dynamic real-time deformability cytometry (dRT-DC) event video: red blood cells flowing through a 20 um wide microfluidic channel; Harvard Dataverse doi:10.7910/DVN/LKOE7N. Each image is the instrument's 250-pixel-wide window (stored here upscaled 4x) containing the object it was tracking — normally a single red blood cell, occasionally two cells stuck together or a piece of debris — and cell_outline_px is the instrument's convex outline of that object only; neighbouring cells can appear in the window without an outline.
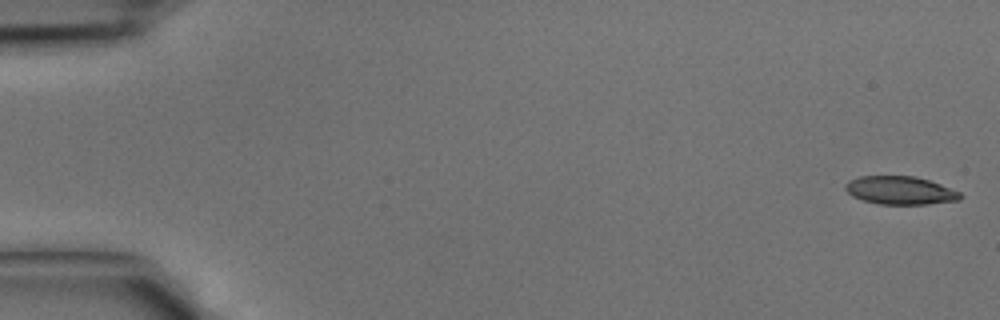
{"species": "common noctule bat (a hibernating species)", "species_latin": "Nyctalus noctula", "temperature_condition": "cold", "stored_images_in_passage": 42, "camera_frame_rate_fps": 3000, "um_per_image_px": 0.085, "animal": {"sex": "male", "body_mass_g": 15.6}, "frame": {"image": 1, "passage_image": 1, "time_ms": 0.0, "image_size_px": [1000, 320], "cell_outline_px": [[964, 196], [960, 200], [928, 204], [880, 204], [864, 200], [852, 196], [844, 188], [844, 184], [848, 180], [860, 176], [916, 176], [940, 184], [960, 192]], "centroid_in_image_um": [76.52, 16.18], "position_along_channel_um": 8.5, "area_um2": 18.9}}
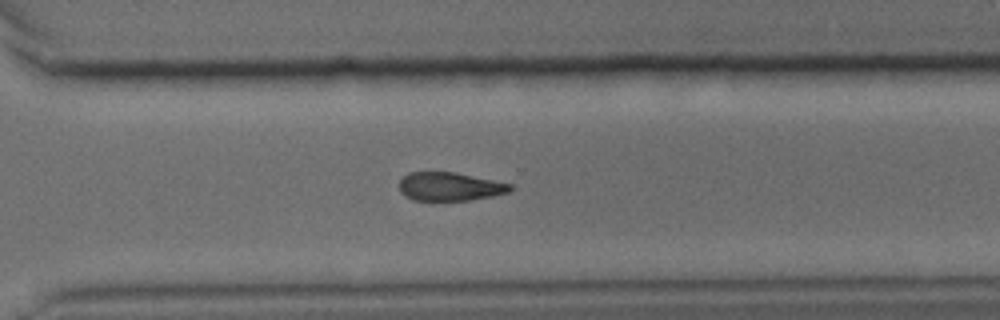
{"frame": {"image": 2, "passage_image": 30, "time_ms": 9.667, "image_size_px": [1000, 320], "cell_outline_px": [[512, 188], [508, 192], [492, 196], [468, 200], [412, 200], [404, 196], [400, 192], [400, 180], [408, 172], [456, 172], [512, 184]], "centroid_in_image_um": [38.21, 15.85], "position_along_channel_um": 332.4, "area_um2": 18.38}}
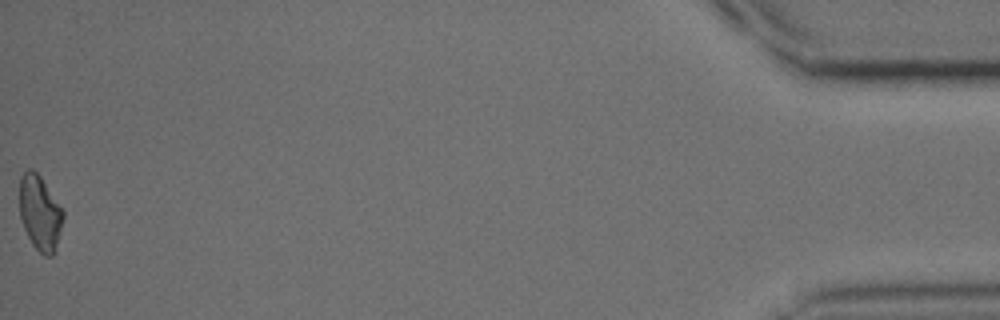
{"frame": {"image": 3, "passage_image": 42, "time_ms": 13.667, "image_size_px": [1000, 320], "cell_outline_px": [[64, 216], [52, 256], [44, 256], [32, 244], [24, 228], [20, 216], [20, 176], [28, 168], [32, 168], [40, 176], [64, 212]], "centroid_in_image_um": [3.37, 18.07], "position_along_channel_um": 431.8, "area_um2": 18.61}}